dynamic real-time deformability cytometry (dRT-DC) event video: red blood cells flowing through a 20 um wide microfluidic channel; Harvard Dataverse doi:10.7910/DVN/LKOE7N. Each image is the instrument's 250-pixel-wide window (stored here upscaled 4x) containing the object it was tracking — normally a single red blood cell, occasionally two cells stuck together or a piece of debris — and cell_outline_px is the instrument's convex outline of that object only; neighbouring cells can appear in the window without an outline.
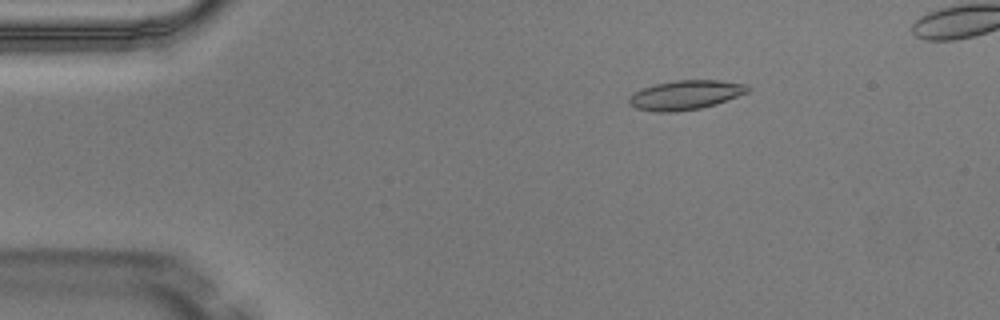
{"species": "Egyptian fruit bat (a non-hibernating species)", "species_latin": "Rousettus aegyptiacus", "temperature_condition": "warm", "stored_images_in_passage": 5, "camera_frame_rate_fps": 3000, "um_per_image_px": 0.085, "animal": {"sex": "male"}, "frame": {"image": 1, "passage_image": 2, "time_ms": 0.333, "image_size_px": [1000, 320], "cell_outline_px": [[752, 88], [748, 92], [716, 104], [700, 108], [676, 112], [656, 112], [636, 108], [628, 104], [628, 100], [636, 92], [644, 88], [656, 84], [676, 80], [720, 80], [748, 84]], "centroid_in_image_um": [58.32, 8.07], "position_along_channel_um": 26.7, "area_um2": 20.23}}